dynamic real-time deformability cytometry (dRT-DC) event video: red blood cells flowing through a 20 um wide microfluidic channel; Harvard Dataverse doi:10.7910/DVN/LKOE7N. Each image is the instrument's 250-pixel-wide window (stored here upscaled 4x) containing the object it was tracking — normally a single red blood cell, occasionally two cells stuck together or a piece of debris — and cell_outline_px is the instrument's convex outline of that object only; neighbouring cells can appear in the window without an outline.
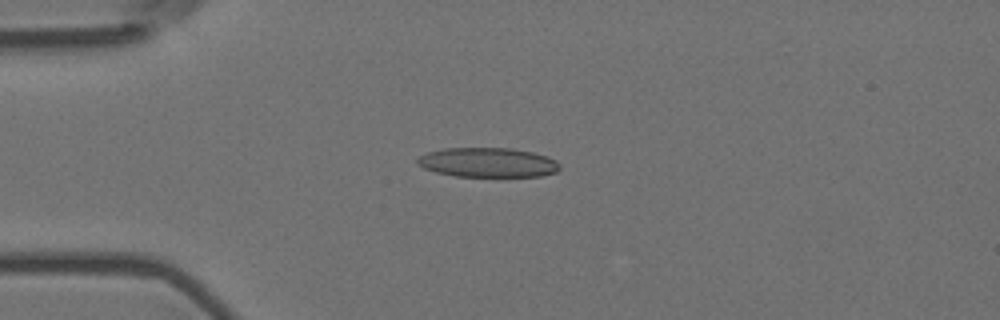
{"species": "Egyptian fruit bat (a non-hibernating species)", "species_latin": "Rousettus aegyptiacus", "temperature_condition": "room temperature", "stored_images_in_passage": 11, "camera_frame_rate_fps": 3000, "um_per_image_px": 0.085, "animal": {"sex": "female"}, "frame": {"image": 1, "passage_image": 4, "time_ms": 1.0, "image_size_px": [1000, 320], "cell_outline_px": [[560, 168], [556, 172], [540, 176], [456, 176], [436, 172], [424, 168], [416, 164], [416, 160], [420, 156], [428, 152], [444, 148], [512, 148], [532, 152], [548, 156], [556, 160], [560, 164]], "centroid_in_image_um": [41.48, 13.8], "position_along_channel_um": 43.5, "area_um2": 24.51}}
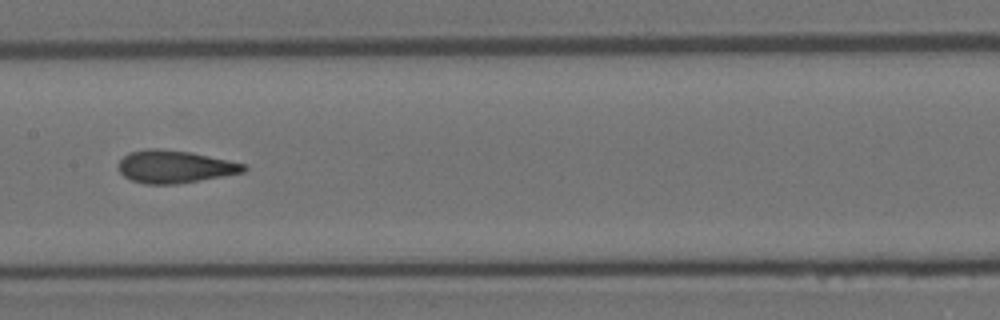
{"frame": {"image": 2, "passage_image": 8, "time_ms": 2.333, "image_size_px": [1000, 320], "cell_outline_px": [[248, 168], [244, 172], [200, 180], [176, 184], [144, 184], [132, 180], [124, 176], [120, 172], [120, 160], [128, 152], [148, 148], [156, 148], [192, 152], [248, 164]], "centroid_in_image_um": [14.89, 14.16], "position_along_channel_um": 192.5, "area_um2": 23.87}}
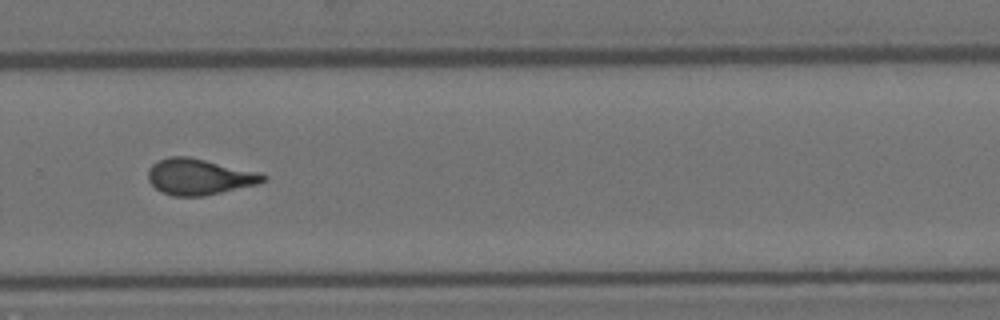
{"frame": {"image": 3, "passage_image": 11, "time_ms": 3.333, "image_size_px": [1000, 320], "cell_outline_px": [[268, 180], [256, 184], [204, 196], [172, 196], [160, 192], [148, 180], [148, 168], [152, 164], [168, 156], [188, 156], [260, 172], [268, 176]], "centroid_in_image_um": [16.93, 15.02], "position_along_channel_um": 312.9, "area_um2": 24.22}}